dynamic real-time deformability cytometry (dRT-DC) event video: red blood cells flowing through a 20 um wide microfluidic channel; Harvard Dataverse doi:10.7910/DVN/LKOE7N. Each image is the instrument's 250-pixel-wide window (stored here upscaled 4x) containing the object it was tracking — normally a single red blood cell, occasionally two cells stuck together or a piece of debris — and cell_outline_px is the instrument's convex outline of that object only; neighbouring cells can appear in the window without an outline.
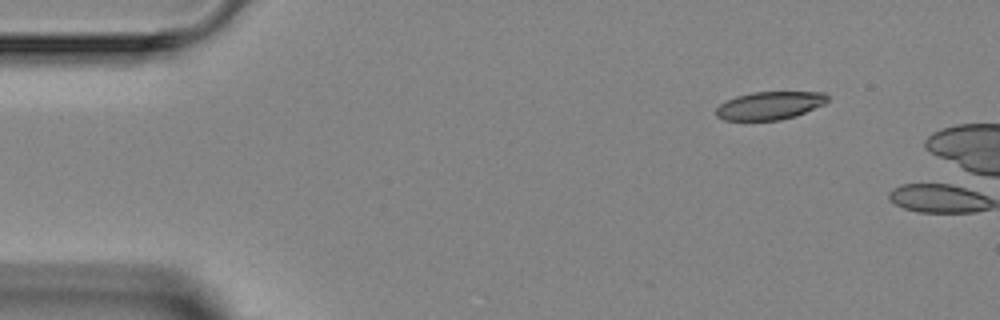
{"species": "Egyptian fruit bat (a non-hibernating species)", "species_latin": "Rousettus aegyptiacus", "temperature_condition": "room temperature", "stored_images_in_passage": 4, "camera_frame_rate_fps": 3000, "um_per_image_px": 0.085, "animal": {"sex": "female"}, "frame": {"image": 1, "passage_image": 1, "time_ms": 0.0, "image_size_px": [1000, 320], "cell_outline_px": [[828, 100], [824, 104], [796, 116], [780, 120], [724, 120], [716, 116], [716, 108], [720, 104], [736, 96], [752, 92], [824, 92], [828, 96]], "centroid_in_image_um": [65.43, 8.97], "position_along_channel_um": 19.6, "area_um2": 18.15}}